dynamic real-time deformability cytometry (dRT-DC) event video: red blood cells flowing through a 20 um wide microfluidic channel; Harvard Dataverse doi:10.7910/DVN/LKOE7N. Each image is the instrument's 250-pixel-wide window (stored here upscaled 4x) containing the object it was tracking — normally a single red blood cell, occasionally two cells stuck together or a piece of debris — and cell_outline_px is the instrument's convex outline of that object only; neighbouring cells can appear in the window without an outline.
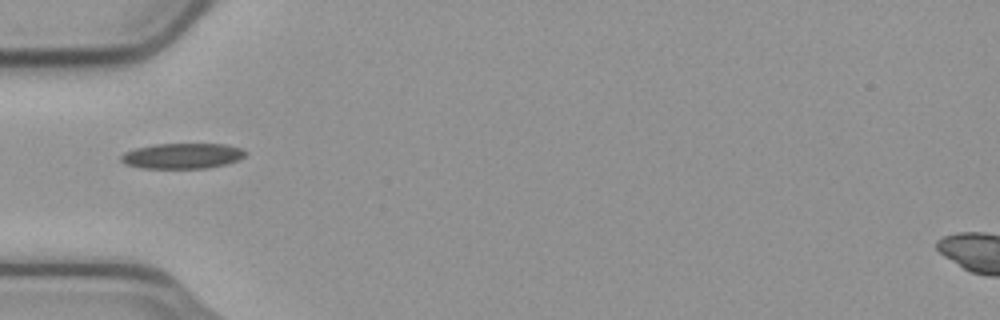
{"species": "common noctule bat (a hibernating species)", "species_latin": "Nyctalus noctula", "temperature_condition": "cold", "stored_images_in_passage": 38, "camera_frame_rate_fps": 3000, "um_per_image_px": 0.085, "animal": {"sex": "male", "body_mass_g": 23.1, "forearm_length_mm": 52.7}, "frame": {"image": 1, "passage_image": 1, "time_ms": 0.0, "image_size_px": [1000, 320], "cell_outline_px": [[248, 152], [240, 160], [228, 164], [208, 168], [140, 168], [124, 164], [120, 160], [120, 156], [124, 152], [136, 148], [156, 144], [224, 144], [240, 148]], "centroid_in_image_um": [15.5, 13.26], "position_along_channel_um": 69.5, "area_um2": 18.61}}
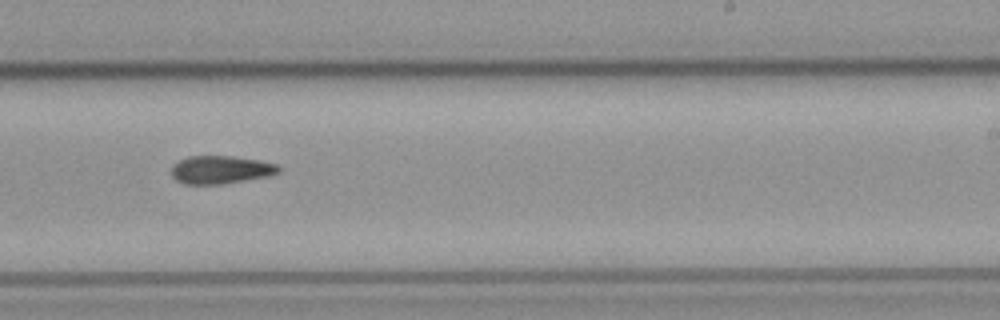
{"frame": {"image": 2, "passage_image": 17, "time_ms": 5.333, "image_size_px": [1000, 320], "cell_outline_px": [[280, 172], [272, 176], [224, 184], [184, 184], [176, 180], [172, 176], [172, 164], [188, 156], [232, 156], [256, 160], [276, 164], [280, 168]], "centroid_in_image_um": [18.77, 14.44], "position_along_channel_um": 270.2, "area_um2": 17.63}}
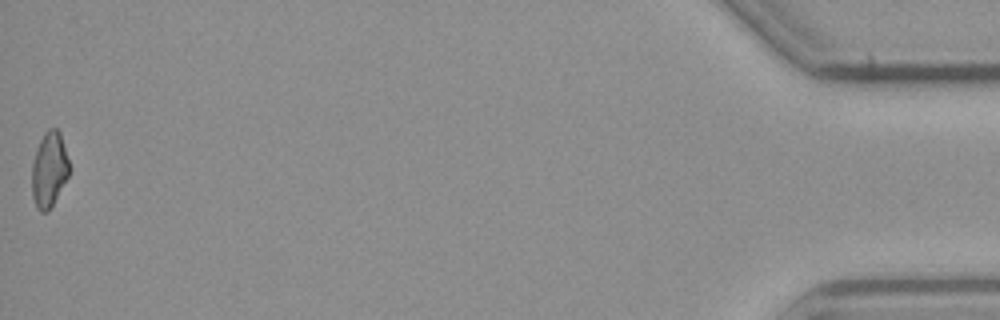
{"frame": {"image": 3, "passage_image": 38, "time_ms": 12.333, "image_size_px": [1000, 320], "cell_outline_px": [[68, 176], [48, 212], [40, 212], [36, 208], [32, 196], [32, 164], [40, 140], [44, 132], [48, 128], [56, 128], [60, 132], [68, 160]], "centroid_in_image_um": [4.16, 14.42], "position_along_channel_um": 431.0, "area_um2": 16.13}}